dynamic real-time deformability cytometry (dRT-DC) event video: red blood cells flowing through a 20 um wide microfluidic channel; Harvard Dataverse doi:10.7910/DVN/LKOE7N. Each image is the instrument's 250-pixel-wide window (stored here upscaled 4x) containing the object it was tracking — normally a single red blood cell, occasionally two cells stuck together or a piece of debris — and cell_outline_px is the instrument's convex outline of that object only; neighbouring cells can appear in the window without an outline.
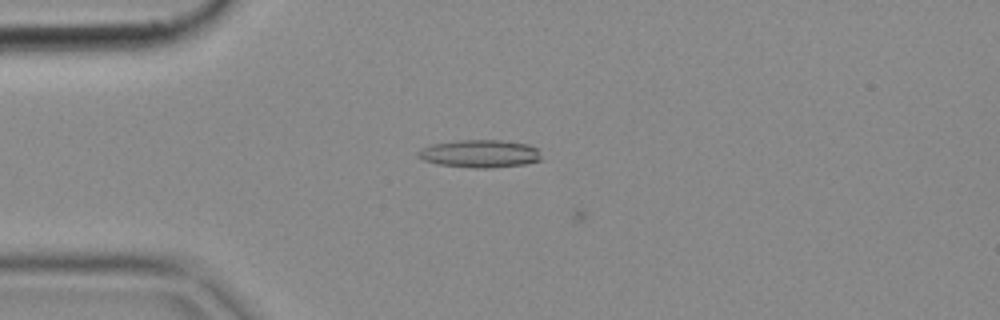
{"species": "common noctule bat (a hibernating species)", "species_latin": "Nyctalus noctula", "temperature_condition": "cold", "stored_images_in_passage": 7, "camera_frame_rate_fps": 3000, "um_per_image_px": 0.085, "animal": {"sex": "female", "body_mass_g": 18.4}, "frame": {"image": 1, "passage_image": 6, "time_ms": 1.667, "image_size_px": [1000, 320], "cell_outline_px": [[544, 160], [524, 164], [488, 168], [472, 168], [436, 164], [424, 160], [416, 156], [416, 152], [420, 148], [432, 144], [460, 140], [500, 140], [528, 144], [540, 148]], "centroid_in_image_um": [40.83, 13.06], "position_along_channel_um": 44.2, "area_um2": 20.35}}